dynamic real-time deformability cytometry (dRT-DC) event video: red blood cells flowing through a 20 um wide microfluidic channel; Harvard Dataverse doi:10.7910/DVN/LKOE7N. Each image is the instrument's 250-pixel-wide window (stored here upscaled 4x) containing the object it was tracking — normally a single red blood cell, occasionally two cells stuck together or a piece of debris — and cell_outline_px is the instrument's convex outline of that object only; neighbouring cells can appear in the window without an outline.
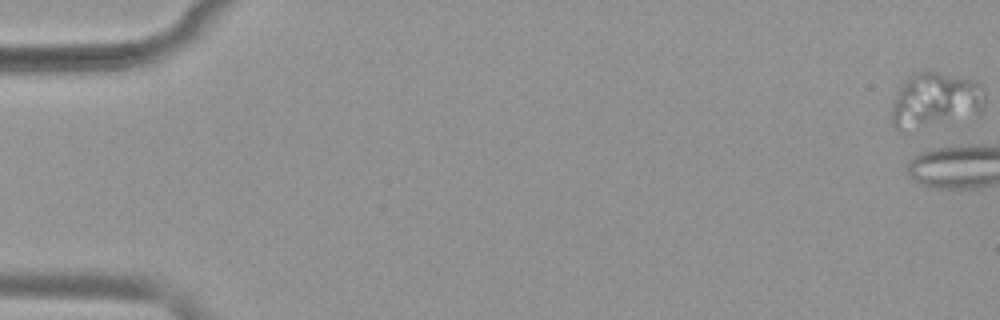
{"species": "common noctule bat (a hibernating species)", "species_latin": "Nyctalus noctula", "temperature_condition": "warm", "stored_images_in_passage": 8, "camera_frame_rate_fps": 3000, "um_per_image_px": 0.085, "animal": {"sex": "female", "body_mass_g": 19.9}, "frame": {"image": 1, "passage_image": 1, "time_ms": 0.0, "image_size_px": [1000, 320], "cell_outline_px": [[984, 108], [980, 112], [900, 132], [892, 124], [892, 108], [896, 92], [904, 80], [912, 72], [924, 68], [976, 80], [984, 84]], "centroid_in_image_um": [79.48, 8.42], "position_along_channel_um": 5.5, "area_um2": 30.23}}